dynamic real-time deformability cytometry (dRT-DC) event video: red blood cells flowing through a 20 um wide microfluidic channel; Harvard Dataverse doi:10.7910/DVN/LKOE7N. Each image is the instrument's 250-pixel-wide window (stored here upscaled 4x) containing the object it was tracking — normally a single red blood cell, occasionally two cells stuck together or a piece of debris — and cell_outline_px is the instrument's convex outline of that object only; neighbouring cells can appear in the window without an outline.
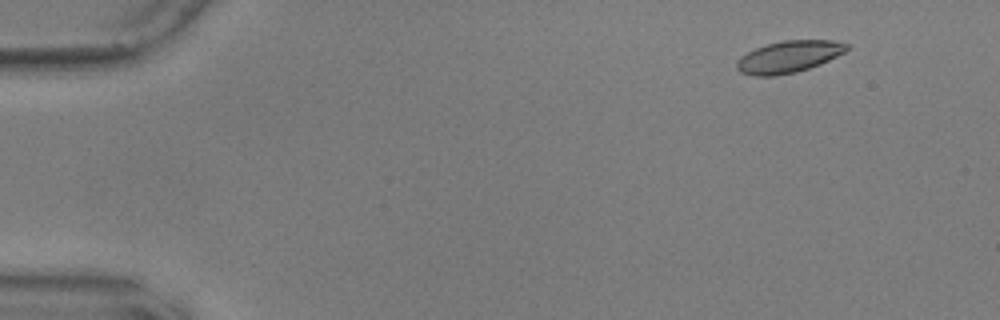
{"species": "common noctule bat (a hibernating species)", "species_latin": "Nyctalus noctula", "temperature_condition": "warm", "stored_images_in_passage": 18, "camera_frame_rate_fps": 3000, "um_per_image_px": 0.085, "animal": {"sex": "male", "body_mass_g": 17.9, "forearm_length_mm": 54.2}, "frame": {"image": 1, "passage_image": 6, "time_ms": 1.667, "image_size_px": [1000, 320], "cell_outline_px": [[848, 48], [844, 52], [820, 64], [796, 72], [772, 76], [752, 76], [740, 72], [736, 68], [736, 60], [740, 56], [756, 48], [768, 44], [784, 40], [832, 40], [848, 44]], "centroid_in_image_um": [67.0, 4.83], "position_along_channel_um": 18.0, "area_um2": 20.29}}
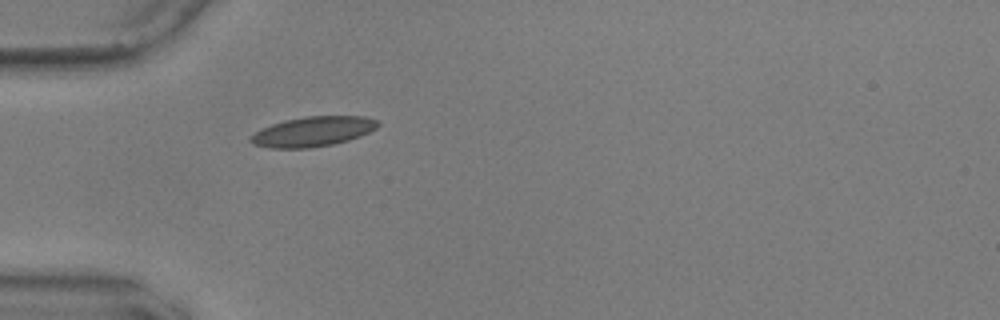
{"frame": {"image": 2, "passage_image": 18, "time_ms": 5.667, "image_size_px": [1000, 320], "cell_outline_px": [[380, 124], [376, 128], [360, 136], [348, 140], [332, 144], [308, 148], [268, 148], [252, 144], [248, 140], [260, 128], [284, 120], [304, 116], [364, 116], [376, 120]], "centroid_in_image_um": [26.56, 11.18], "position_along_channel_um": 58.4, "area_um2": 22.14}}